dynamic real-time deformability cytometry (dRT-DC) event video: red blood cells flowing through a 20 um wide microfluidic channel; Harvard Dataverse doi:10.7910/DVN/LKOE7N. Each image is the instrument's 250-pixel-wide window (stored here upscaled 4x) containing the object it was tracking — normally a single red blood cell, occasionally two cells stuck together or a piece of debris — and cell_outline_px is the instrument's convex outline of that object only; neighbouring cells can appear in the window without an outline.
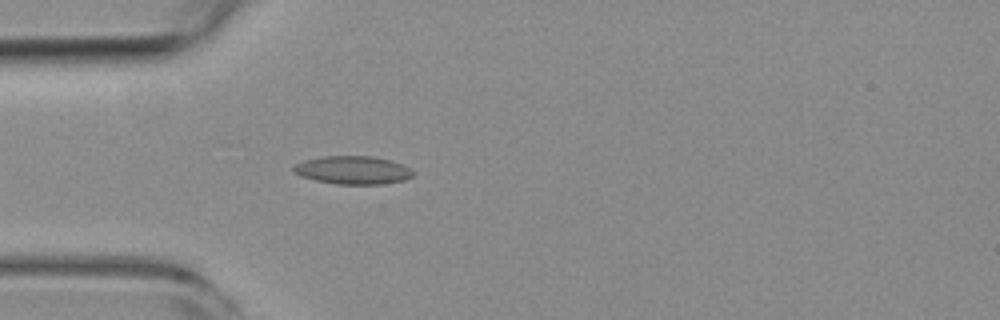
{"species": "common noctule bat (a hibernating species)", "species_latin": "Nyctalus noctula", "temperature_condition": "room temperature", "stored_images_in_passage": 3, "camera_frame_rate_fps": 3000, "um_per_image_px": 0.085, "animal": {"sex": "female", "body_mass_g": 19.3, "forearm_length_mm": 54.1}, "frame": {"image": 1, "passage_image": 3, "time_ms": 3.333, "image_size_px": [1000, 320], "cell_outline_px": [[416, 172], [412, 176], [404, 180], [384, 184], [336, 184], [316, 180], [300, 176], [292, 168], [296, 164], [304, 160], [324, 156], [372, 156], [392, 160], [412, 168]], "centroid_in_image_um": [30.05, 14.45], "position_along_channel_um": 54.9, "area_um2": 19.71}}